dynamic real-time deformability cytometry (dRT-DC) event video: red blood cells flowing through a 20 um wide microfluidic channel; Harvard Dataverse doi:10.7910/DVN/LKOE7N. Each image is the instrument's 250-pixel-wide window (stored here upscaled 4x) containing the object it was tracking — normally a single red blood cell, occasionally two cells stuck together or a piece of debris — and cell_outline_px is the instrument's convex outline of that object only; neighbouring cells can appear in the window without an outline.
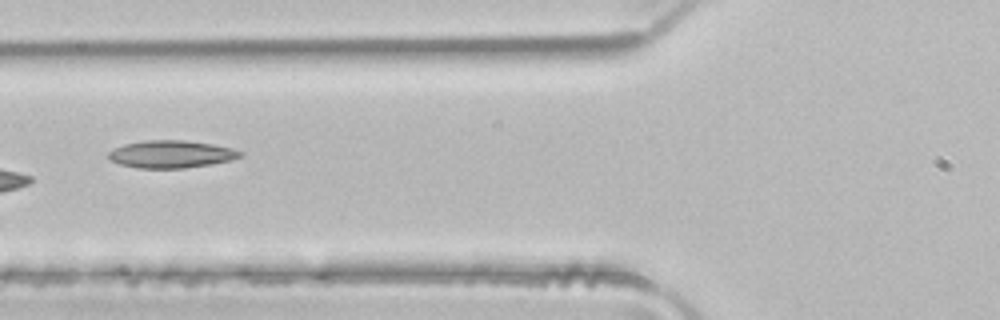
{"species": "common noctule bat (a hibernating species)", "species_latin": "Nyctalus noctula", "temperature_condition": "room temperature", "stored_images_in_passage": 5, "camera_frame_rate_fps": 3000, "um_per_image_px": 0.085, "animal": {"sex": "male", "body_mass_g": 21.5, "forearm_length_mm": 52.0}, "frame": {"image": 1, "passage_image": 5, "time_ms": 1.333, "image_size_px": [1000, 320], "cell_outline_px": [[244, 152], [240, 156], [232, 160], [212, 164], [184, 168], [136, 168], [120, 164], [108, 160], [108, 152], [124, 144], [144, 140], [184, 140], [212, 144], [232, 148]], "centroid_in_image_um": [14.54, 13.11], "position_along_channel_um": 111.3, "area_um2": 21.15}}